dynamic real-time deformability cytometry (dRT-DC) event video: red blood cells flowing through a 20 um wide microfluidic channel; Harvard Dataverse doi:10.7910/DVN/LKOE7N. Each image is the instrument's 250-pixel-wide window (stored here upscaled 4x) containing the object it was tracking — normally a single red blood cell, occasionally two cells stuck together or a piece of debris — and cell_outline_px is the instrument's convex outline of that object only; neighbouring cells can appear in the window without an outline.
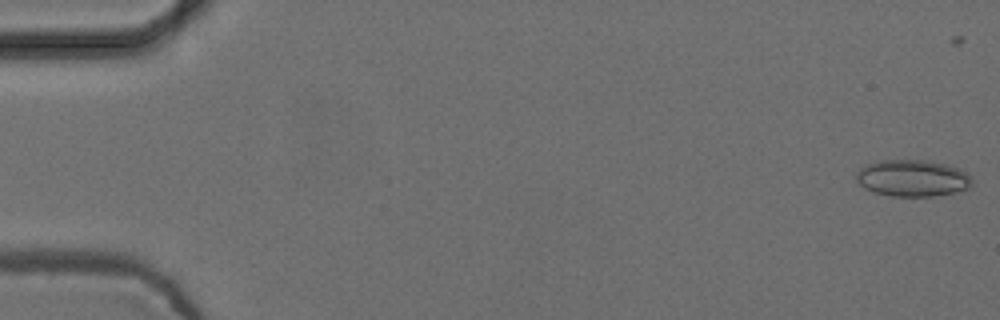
{"species": "common noctule bat (a hibernating species)", "species_latin": "Nyctalus noctula", "temperature_condition": "cold", "stored_images_in_passage": 49, "camera_frame_rate_fps": 3000, "um_per_image_px": 0.085, "animal": {"sex": "female", "body_mass_g": 24.6, "forearm_length_mm": 56.2}, "frame": {"image": 1, "passage_image": 2, "time_ms": 0.333, "image_size_px": [1000, 320], "cell_outline_px": [[972, 184], [968, 188], [952, 192], [932, 196], [892, 196], [876, 192], [864, 188], [856, 180], [856, 172], [860, 168], [868, 164], [880, 160], [928, 160], [944, 164], [956, 168], [964, 172], [972, 180]], "centroid_in_image_um": [77.52, 15.13], "position_along_channel_um": 7.5, "area_um2": 24.39}}
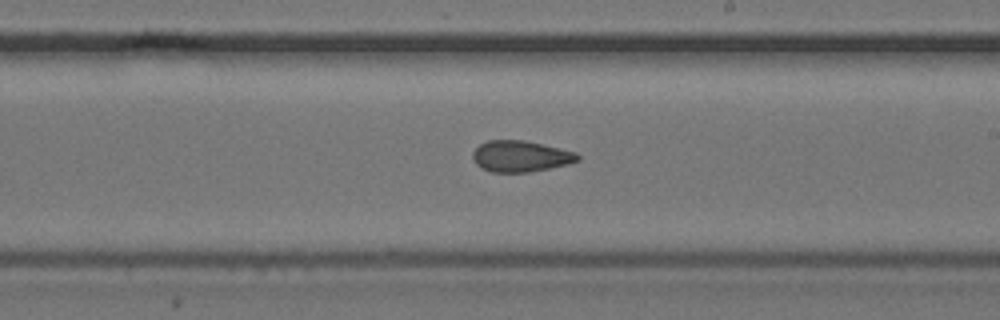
{"frame": {"image": 2, "passage_image": 33, "time_ms": 10.667, "image_size_px": [1000, 320], "cell_outline_px": [[580, 160], [568, 164], [528, 172], [492, 172], [480, 168], [472, 160], [472, 152], [480, 144], [488, 140], [524, 140], [560, 148], [576, 152], [580, 156]], "centroid_in_image_um": [44.23, 13.28], "position_along_channel_um": 244.8, "area_um2": 19.13}}
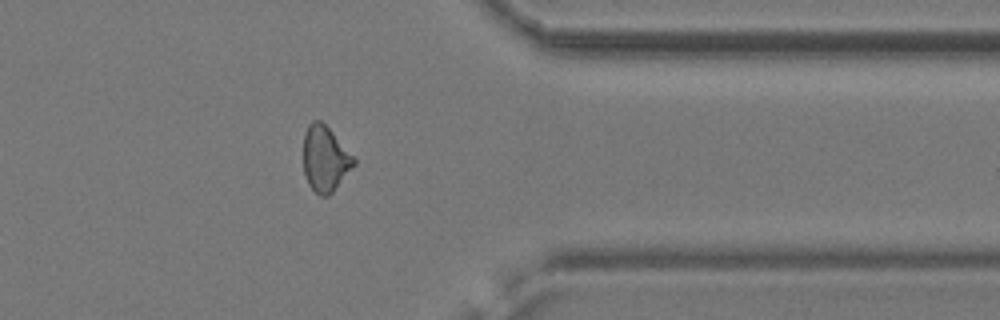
{"frame": {"image": 3, "passage_image": 45, "time_ms": 14.667, "image_size_px": [1000, 320], "cell_outline_px": [[356, 164], [332, 192], [328, 196], [320, 196], [308, 184], [304, 172], [304, 132], [308, 124], [312, 120], [320, 120], [332, 132], [356, 160]], "centroid_in_image_um": [27.62, 13.5], "position_along_channel_um": 383.8, "area_um2": 19.02}}